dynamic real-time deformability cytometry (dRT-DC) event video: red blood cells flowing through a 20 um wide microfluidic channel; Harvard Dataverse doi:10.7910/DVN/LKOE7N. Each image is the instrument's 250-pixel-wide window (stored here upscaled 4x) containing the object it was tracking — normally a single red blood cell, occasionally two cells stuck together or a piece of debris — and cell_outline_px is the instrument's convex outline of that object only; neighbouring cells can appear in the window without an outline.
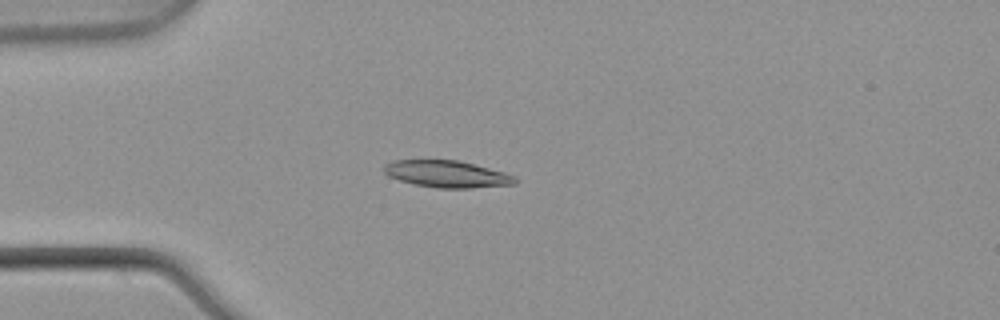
{"species": "common noctule bat (a hibernating species)", "species_latin": "Nyctalus noctula", "temperature_condition": "warm", "stored_images_in_passage": 3, "camera_frame_rate_fps": 3000, "um_per_image_px": 0.085, "animal": {"sex": "male", "body_mass_g": 21.5, "forearm_length_mm": 52.0}, "frame": {"image": 1, "passage_image": 2, "time_ms": 0.333, "image_size_px": [1000, 320], "cell_outline_px": [[516, 184], [472, 188], [436, 188], [416, 184], [400, 180], [388, 176], [384, 172], [384, 164], [392, 160], [460, 160], [504, 172], [512, 176], [516, 180]], "centroid_in_image_um": [37.97, 14.79], "position_along_channel_um": 47.0, "area_um2": 20.46}}